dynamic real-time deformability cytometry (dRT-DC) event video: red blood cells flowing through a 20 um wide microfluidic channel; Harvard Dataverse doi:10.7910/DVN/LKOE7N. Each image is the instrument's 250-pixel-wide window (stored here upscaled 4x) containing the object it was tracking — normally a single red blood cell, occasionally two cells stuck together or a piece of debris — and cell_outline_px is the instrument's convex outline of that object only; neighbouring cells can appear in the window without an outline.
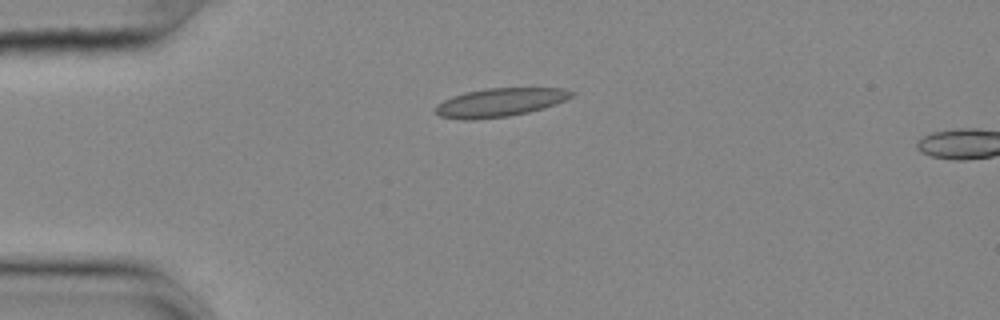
{"species": "common noctule bat (a hibernating species)", "species_latin": "Nyctalus noctula", "temperature_condition": "cold", "stored_images_in_passage": 4, "camera_frame_rate_fps": 3000, "um_per_image_px": 0.085, "animal": {"sex": "female", "body_mass_g": 25.1}, "frame": {"image": 1, "passage_image": 1, "time_ms": 0.0, "image_size_px": [1000, 320], "cell_outline_px": [[576, 92], [572, 96], [556, 104], [544, 108], [528, 112], [508, 116], [476, 120], [460, 120], [440, 116], [432, 108], [436, 104], [452, 96], [464, 92], [488, 88], [564, 88]], "centroid_in_image_um": [42.45, 8.71], "position_along_channel_um": 42.5, "area_um2": 22.83}}